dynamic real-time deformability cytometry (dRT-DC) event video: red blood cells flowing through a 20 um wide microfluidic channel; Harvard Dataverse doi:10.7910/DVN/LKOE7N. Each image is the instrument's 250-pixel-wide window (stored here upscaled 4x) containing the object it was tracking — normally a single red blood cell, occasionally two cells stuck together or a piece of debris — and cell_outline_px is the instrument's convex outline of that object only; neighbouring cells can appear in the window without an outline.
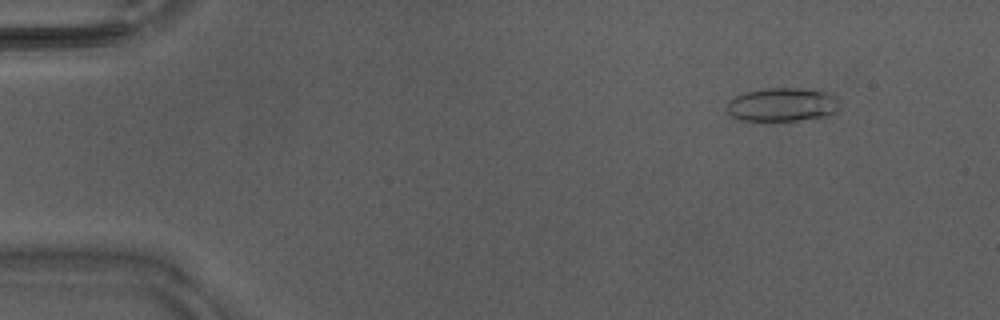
{"species": "Egyptian fruit bat (a non-hibernating species)", "species_latin": "Rousettus aegyptiacus", "temperature_condition": "warm", "stored_images_in_passage": 46, "camera_frame_rate_fps": 3000, "um_per_image_px": 0.085, "animal": {"sex": "male"}, "frame": {"image": 1, "passage_image": 6, "time_ms": 1.667, "image_size_px": [1000, 320], "cell_outline_px": [[836, 112], [832, 116], [796, 120], [740, 120], [732, 116], [724, 108], [728, 100], [744, 92], [764, 88], [800, 88], [832, 92], [836, 96]], "centroid_in_image_um": [66.48, 8.88], "position_along_channel_um": 18.5, "area_um2": 22.31}}
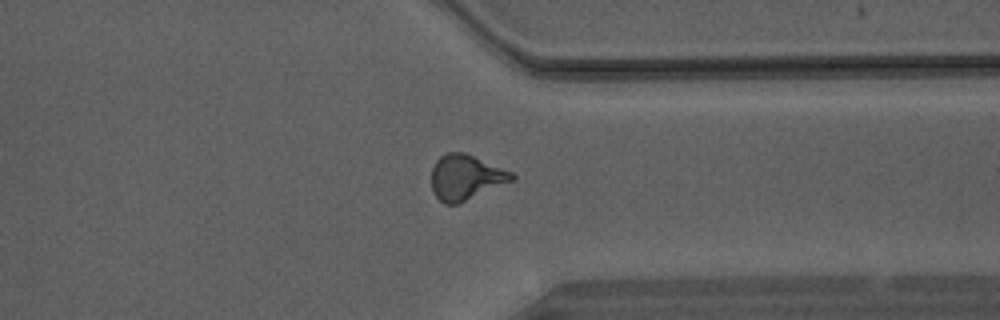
{"frame": {"image": 2, "passage_image": 36, "time_ms": 11.667, "image_size_px": [1000, 320], "cell_outline_px": [[516, 180], [456, 204], [444, 204], [432, 192], [432, 168], [436, 160], [440, 156], [448, 152], [464, 152], [512, 172], [516, 176]], "centroid_in_image_um": [39.59, 15.07], "position_along_channel_um": 371.8, "area_um2": 21.1}}
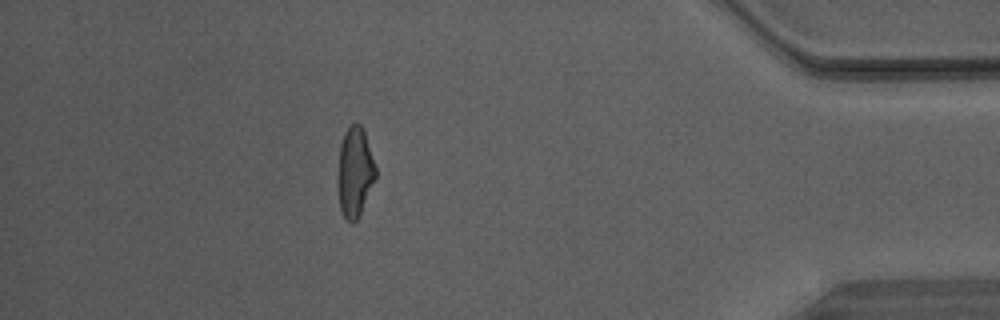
{"frame": {"image": 3, "passage_image": 41, "time_ms": 13.333, "image_size_px": [1000, 320], "cell_outline_px": [[376, 176], [360, 212], [356, 220], [352, 224], [344, 216], [340, 208], [336, 180], [340, 144], [344, 132], [356, 120], [364, 128], [376, 168]], "centroid_in_image_um": [30.13, 14.56], "position_along_channel_um": 405.1, "area_um2": 19.94}}